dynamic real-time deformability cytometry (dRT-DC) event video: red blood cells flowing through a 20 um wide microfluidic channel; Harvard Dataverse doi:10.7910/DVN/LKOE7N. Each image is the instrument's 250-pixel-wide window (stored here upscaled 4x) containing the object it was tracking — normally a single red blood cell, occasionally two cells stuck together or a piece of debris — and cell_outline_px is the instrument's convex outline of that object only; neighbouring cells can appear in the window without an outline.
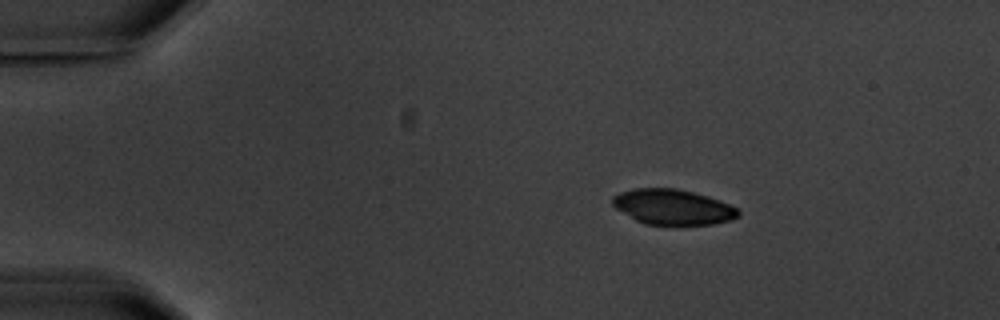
{"species": "common noctule bat (a hibernating species)", "species_latin": "Nyctalus noctula", "temperature_condition": "warm", "stored_images_in_passage": 5, "camera_frame_rate_fps": 3000, "um_per_image_px": 0.085, "animal": {"sex": "male", "body_mass_g": 20.1, "forearm_length_mm": 53.5}, "frame": {"image": 1, "passage_image": 3, "time_ms": 2.333, "image_size_px": [1000, 320], "cell_outline_px": [[740, 216], [732, 220], [712, 224], [644, 224], [636, 220], [616, 208], [612, 204], [612, 196], [620, 192], [636, 188], [676, 188], [708, 196], [720, 200], [740, 208]], "centroid_in_image_um": [57.23, 17.58], "position_along_channel_um": 27.8, "area_um2": 25.89}}